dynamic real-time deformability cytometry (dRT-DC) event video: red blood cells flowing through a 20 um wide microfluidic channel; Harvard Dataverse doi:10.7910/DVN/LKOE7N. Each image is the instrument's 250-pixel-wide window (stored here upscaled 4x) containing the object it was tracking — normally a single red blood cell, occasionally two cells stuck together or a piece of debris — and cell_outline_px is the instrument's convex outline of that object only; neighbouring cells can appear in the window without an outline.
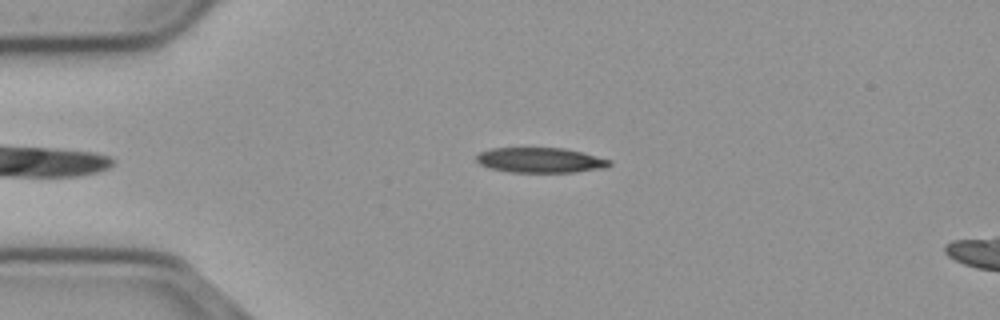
{"species": "common noctule bat (a hibernating species)", "species_latin": "Nyctalus noctula", "temperature_condition": "cold", "stored_images_in_passage": 43, "camera_frame_rate_fps": 3000, "um_per_image_px": 0.085, "animal": {"sex": "male", "body_mass_g": 23.1, "forearm_length_mm": 52.7}, "frame": {"image": 1, "passage_image": 6, "time_ms": 1.667, "image_size_px": [1000, 320], "cell_outline_px": [[612, 164], [604, 168], [572, 172], [512, 172], [488, 168], [480, 164], [476, 160], [476, 156], [480, 152], [492, 148], [564, 148], [612, 160]], "centroid_in_image_um": [45.91, 13.61], "position_along_channel_um": 39.1, "area_um2": 19.36}}
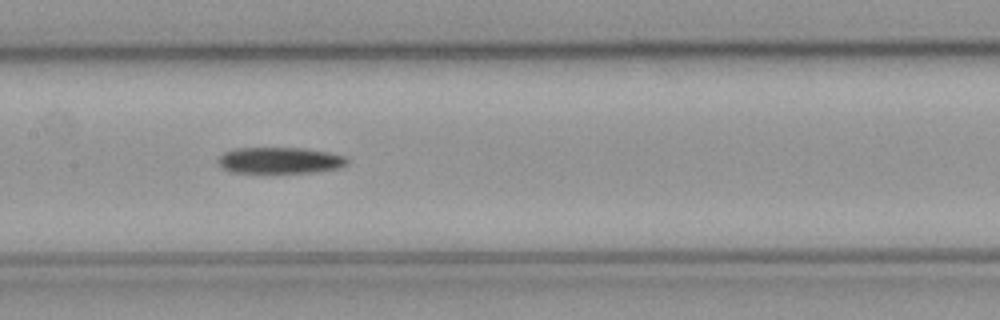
{"frame": {"image": 2, "passage_image": 20, "time_ms": 6.333, "image_size_px": [1000, 320], "cell_outline_px": [[348, 164], [340, 168], [316, 172], [228, 172], [220, 168], [216, 160], [224, 152], [236, 148], [304, 148], [328, 152], [344, 156], [348, 160]], "centroid_in_image_um": [23.76, 13.63], "position_along_channel_um": 183.6, "area_um2": 19.88}}
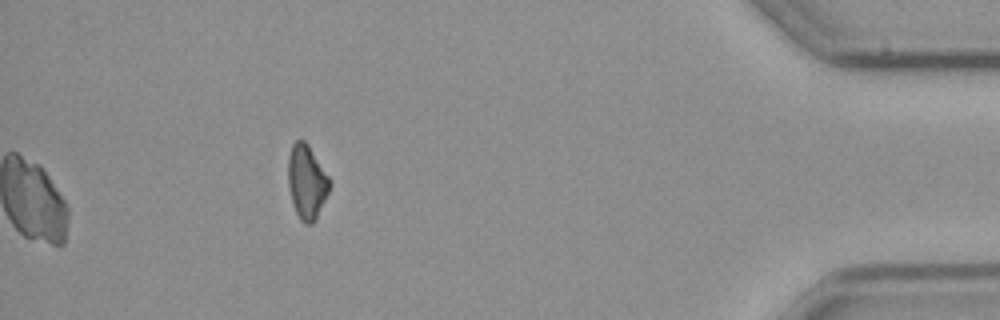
{"frame": {"image": 3, "passage_image": 43, "time_ms": 14.0, "image_size_px": [1000, 320], "cell_outline_px": [[332, 184], [316, 220], [312, 224], [304, 224], [300, 220], [296, 212], [292, 200], [288, 184], [288, 156], [292, 144], [296, 140], [304, 140], [308, 144], [328, 176]], "centroid_in_image_um": [26.08, 15.47], "position_along_channel_um": 409.1, "area_um2": 17.92}}